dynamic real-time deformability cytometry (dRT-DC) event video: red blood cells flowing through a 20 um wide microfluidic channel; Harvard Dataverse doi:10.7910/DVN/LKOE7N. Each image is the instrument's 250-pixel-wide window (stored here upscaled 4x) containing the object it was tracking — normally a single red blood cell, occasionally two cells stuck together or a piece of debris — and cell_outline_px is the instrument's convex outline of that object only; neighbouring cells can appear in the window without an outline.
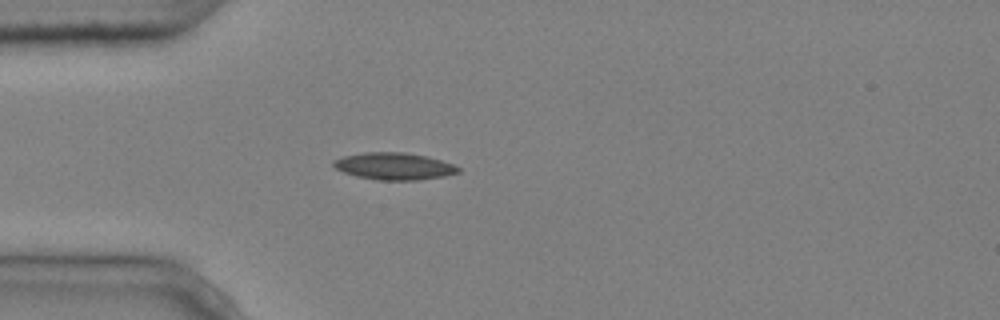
{"species": "common noctule bat (a hibernating species)", "species_latin": "Nyctalus noctula", "temperature_condition": "cold", "stored_images_in_passage": 4, "camera_frame_rate_fps": 3000, "um_per_image_px": 0.085, "animal": {"sex": "male", "body_mass_g": 20.4}, "frame": {"image": 1, "passage_image": 4, "time_ms": 1.0, "image_size_px": [1000, 320], "cell_outline_px": [[460, 172], [444, 176], [420, 180], [380, 180], [356, 176], [344, 172], [336, 168], [332, 164], [332, 160], [344, 156], [364, 152], [404, 152], [424, 156], [440, 160], [452, 164], [460, 168]], "centroid_in_image_um": [33.48, 14.13], "position_along_channel_um": 51.5, "area_um2": 19.54}}